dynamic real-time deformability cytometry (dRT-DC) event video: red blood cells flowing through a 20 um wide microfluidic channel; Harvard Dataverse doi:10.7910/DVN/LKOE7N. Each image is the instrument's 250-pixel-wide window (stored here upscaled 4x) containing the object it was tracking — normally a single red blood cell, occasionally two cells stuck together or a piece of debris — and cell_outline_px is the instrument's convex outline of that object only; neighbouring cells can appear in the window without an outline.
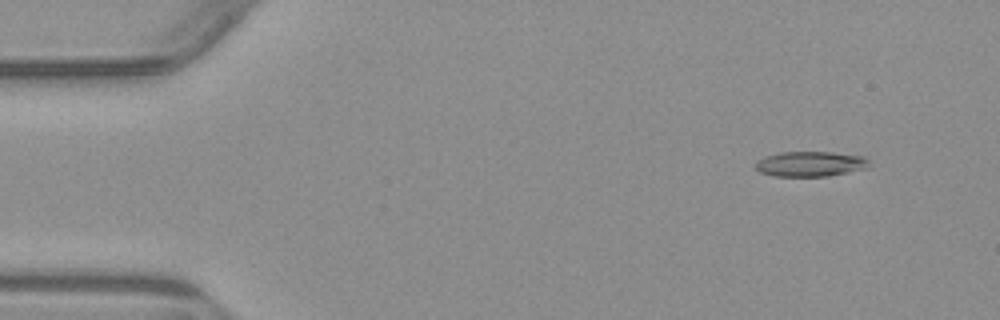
{"species": "common noctule bat (a hibernating species)", "species_latin": "Nyctalus noctula", "temperature_condition": "warm", "stored_images_in_passage": 5, "camera_frame_rate_fps": 3000, "um_per_image_px": 0.085, "animal": {"sex": "male", "body_mass_g": 23.1, "forearm_length_mm": 52.7}, "frame": {"image": 1, "passage_image": 2, "time_ms": 1.0, "image_size_px": [1000, 320], "cell_outline_px": [[872, 164], [868, 168], [828, 176], [772, 176], [760, 172], [756, 168], [756, 160], [764, 156], [780, 152], [832, 152], [864, 156]], "centroid_in_image_um": [68.89, 13.93], "position_along_channel_um": 16.1, "area_um2": 16.82}}
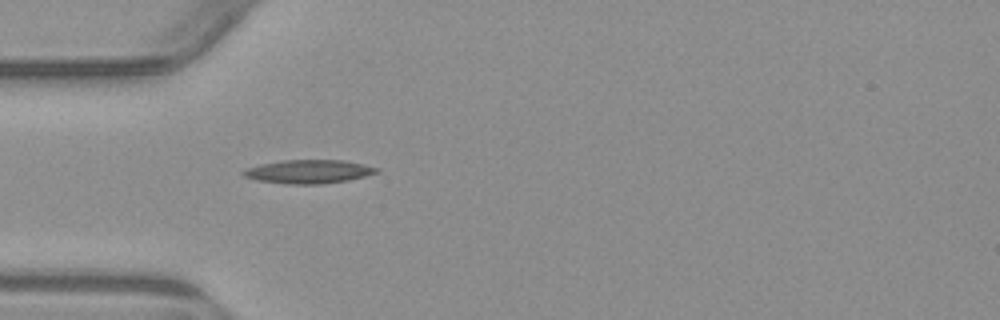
{"frame": {"image": 2, "passage_image": 5, "time_ms": 4.667, "image_size_px": [1000, 320], "cell_outline_px": [[380, 172], [348, 180], [320, 184], [288, 184], [256, 180], [244, 176], [240, 172], [244, 168], [260, 164], [284, 160], [344, 160], [364, 164], [380, 168]], "centroid_in_image_um": [26.22, 14.58], "position_along_channel_um": 58.8, "area_um2": 18.44}}